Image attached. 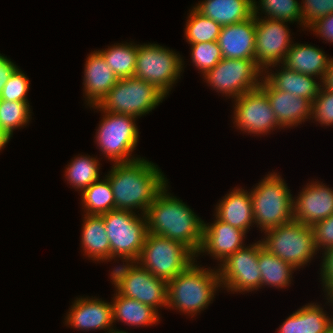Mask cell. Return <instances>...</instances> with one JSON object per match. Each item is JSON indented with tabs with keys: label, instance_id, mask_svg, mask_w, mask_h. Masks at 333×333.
Wrapping results in <instances>:
<instances>
[{
	"label": "cell",
	"instance_id": "cell-28",
	"mask_svg": "<svg viewBox=\"0 0 333 333\" xmlns=\"http://www.w3.org/2000/svg\"><path fill=\"white\" fill-rule=\"evenodd\" d=\"M112 298L114 323L121 322L128 326H153L160 322V315L154 308L135 299L120 295L116 290Z\"/></svg>",
	"mask_w": 333,
	"mask_h": 333
},
{
	"label": "cell",
	"instance_id": "cell-47",
	"mask_svg": "<svg viewBox=\"0 0 333 333\" xmlns=\"http://www.w3.org/2000/svg\"><path fill=\"white\" fill-rule=\"evenodd\" d=\"M326 333H333V322L330 324V326L327 329Z\"/></svg>",
	"mask_w": 333,
	"mask_h": 333
},
{
	"label": "cell",
	"instance_id": "cell-14",
	"mask_svg": "<svg viewBox=\"0 0 333 333\" xmlns=\"http://www.w3.org/2000/svg\"><path fill=\"white\" fill-rule=\"evenodd\" d=\"M234 101V102H233ZM232 122L236 129L245 134L260 136L282 127L271 108L267 94L259 87L232 100ZM234 116V117H233Z\"/></svg>",
	"mask_w": 333,
	"mask_h": 333
},
{
	"label": "cell",
	"instance_id": "cell-2",
	"mask_svg": "<svg viewBox=\"0 0 333 333\" xmlns=\"http://www.w3.org/2000/svg\"><path fill=\"white\" fill-rule=\"evenodd\" d=\"M168 188L167 184L145 213L148 233L180 242L197 256L203 241L204 220Z\"/></svg>",
	"mask_w": 333,
	"mask_h": 333
},
{
	"label": "cell",
	"instance_id": "cell-48",
	"mask_svg": "<svg viewBox=\"0 0 333 333\" xmlns=\"http://www.w3.org/2000/svg\"><path fill=\"white\" fill-rule=\"evenodd\" d=\"M113 333H128V331H124V330H119V329H116V331H114Z\"/></svg>",
	"mask_w": 333,
	"mask_h": 333
},
{
	"label": "cell",
	"instance_id": "cell-15",
	"mask_svg": "<svg viewBox=\"0 0 333 333\" xmlns=\"http://www.w3.org/2000/svg\"><path fill=\"white\" fill-rule=\"evenodd\" d=\"M256 42L254 59L264 72L272 65L282 64L289 51L292 34L286 21H279L255 16Z\"/></svg>",
	"mask_w": 333,
	"mask_h": 333
},
{
	"label": "cell",
	"instance_id": "cell-8",
	"mask_svg": "<svg viewBox=\"0 0 333 333\" xmlns=\"http://www.w3.org/2000/svg\"><path fill=\"white\" fill-rule=\"evenodd\" d=\"M166 97L155 85L129 77L119 79L97 106L102 111L130 115L138 119L152 112Z\"/></svg>",
	"mask_w": 333,
	"mask_h": 333
},
{
	"label": "cell",
	"instance_id": "cell-35",
	"mask_svg": "<svg viewBox=\"0 0 333 333\" xmlns=\"http://www.w3.org/2000/svg\"><path fill=\"white\" fill-rule=\"evenodd\" d=\"M184 36L188 44L217 41L222 26L202 15L194 7L190 9L186 20Z\"/></svg>",
	"mask_w": 333,
	"mask_h": 333
},
{
	"label": "cell",
	"instance_id": "cell-22",
	"mask_svg": "<svg viewBox=\"0 0 333 333\" xmlns=\"http://www.w3.org/2000/svg\"><path fill=\"white\" fill-rule=\"evenodd\" d=\"M214 211L218 219L246 233L254 225L251 194L247 189L234 187L218 201Z\"/></svg>",
	"mask_w": 333,
	"mask_h": 333
},
{
	"label": "cell",
	"instance_id": "cell-16",
	"mask_svg": "<svg viewBox=\"0 0 333 333\" xmlns=\"http://www.w3.org/2000/svg\"><path fill=\"white\" fill-rule=\"evenodd\" d=\"M64 318V325L84 332L104 330L116 331L112 302L91 296L77 297ZM115 328V329H114Z\"/></svg>",
	"mask_w": 333,
	"mask_h": 333
},
{
	"label": "cell",
	"instance_id": "cell-41",
	"mask_svg": "<svg viewBox=\"0 0 333 333\" xmlns=\"http://www.w3.org/2000/svg\"><path fill=\"white\" fill-rule=\"evenodd\" d=\"M321 258V270L319 274H321V287H323L322 290L325 293L330 287H333V247L325 250Z\"/></svg>",
	"mask_w": 333,
	"mask_h": 333
},
{
	"label": "cell",
	"instance_id": "cell-26",
	"mask_svg": "<svg viewBox=\"0 0 333 333\" xmlns=\"http://www.w3.org/2000/svg\"><path fill=\"white\" fill-rule=\"evenodd\" d=\"M81 248L83 255L94 262H110V241L102 215L83 214Z\"/></svg>",
	"mask_w": 333,
	"mask_h": 333
},
{
	"label": "cell",
	"instance_id": "cell-36",
	"mask_svg": "<svg viewBox=\"0 0 333 333\" xmlns=\"http://www.w3.org/2000/svg\"><path fill=\"white\" fill-rule=\"evenodd\" d=\"M191 60L201 75H205L223 59L217 41L190 44Z\"/></svg>",
	"mask_w": 333,
	"mask_h": 333
},
{
	"label": "cell",
	"instance_id": "cell-6",
	"mask_svg": "<svg viewBox=\"0 0 333 333\" xmlns=\"http://www.w3.org/2000/svg\"><path fill=\"white\" fill-rule=\"evenodd\" d=\"M264 234L260 240L263 248L297 270L310 264L319 253L312 227L296 220L269 229Z\"/></svg>",
	"mask_w": 333,
	"mask_h": 333
},
{
	"label": "cell",
	"instance_id": "cell-43",
	"mask_svg": "<svg viewBox=\"0 0 333 333\" xmlns=\"http://www.w3.org/2000/svg\"><path fill=\"white\" fill-rule=\"evenodd\" d=\"M15 62L0 53V96L2 89L10 79L13 72L18 68Z\"/></svg>",
	"mask_w": 333,
	"mask_h": 333
},
{
	"label": "cell",
	"instance_id": "cell-45",
	"mask_svg": "<svg viewBox=\"0 0 333 333\" xmlns=\"http://www.w3.org/2000/svg\"><path fill=\"white\" fill-rule=\"evenodd\" d=\"M325 299H327L325 304H329V306L331 305L332 309H333V287H330L326 292H325ZM333 317V316H332Z\"/></svg>",
	"mask_w": 333,
	"mask_h": 333
},
{
	"label": "cell",
	"instance_id": "cell-20",
	"mask_svg": "<svg viewBox=\"0 0 333 333\" xmlns=\"http://www.w3.org/2000/svg\"><path fill=\"white\" fill-rule=\"evenodd\" d=\"M255 27V16L248 20L222 26L217 39L222 57L229 59H254Z\"/></svg>",
	"mask_w": 333,
	"mask_h": 333
},
{
	"label": "cell",
	"instance_id": "cell-1",
	"mask_svg": "<svg viewBox=\"0 0 333 333\" xmlns=\"http://www.w3.org/2000/svg\"><path fill=\"white\" fill-rule=\"evenodd\" d=\"M105 177L112 188L115 209L140 211L141 214L146 213L169 183L158 165L143 157L132 162L113 163Z\"/></svg>",
	"mask_w": 333,
	"mask_h": 333
},
{
	"label": "cell",
	"instance_id": "cell-5",
	"mask_svg": "<svg viewBox=\"0 0 333 333\" xmlns=\"http://www.w3.org/2000/svg\"><path fill=\"white\" fill-rule=\"evenodd\" d=\"M89 107L103 114L94 137L101 154L111 163H127L140 159L141 156L132 155L140 138L137 118L102 111L97 105Z\"/></svg>",
	"mask_w": 333,
	"mask_h": 333
},
{
	"label": "cell",
	"instance_id": "cell-27",
	"mask_svg": "<svg viewBox=\"0 0 333 333\" xmlns=\"http://www.w3.org/2000/svg\"><path fill=\"white\" fill-rule=\"evenodd\" d=\"M253 0H203L193 7L221 26L231 25L253 16Z\"/></svg>",
	"mask_w": 333,
	"mask_h": 333
},
{
	"label": "cell",
	"instance_id": "cell-40",
	"mask_svg": "<svg viewBox=\"0 0 333 333\" xmlns=\"http://www.w3.org/2000/svg\"><path fill=\"white\" fill-rule=\"evenodd\" d=\"M315 246L320 253L333 247V214L312 226Z\"/></svg>",
	"mask_w": 333,
	"mask_h": 333
},
{
	"label": "cell",
	"instance_id": "cell-44",
	"mask_svg": "<svg viewBox=\"0 0 333 333\" xmlns=\"http://www.w3.org/2000/svg\"><path fill=\"white\" fill-rule=\"evenodd\" d=\"M322 85L330 90H333V57L326 70L325 77L322 81Z\"/></svg>",
	"mask_w": 333,
	"mask_h": 333
},
{
	"label": "cell",
	"instance_id": "cell-34",
	"mask_svg": "<svg viewBox=\"0 0 333 333\" xmlns=\"http://www.w3.org/2000/svg\"><path fill=\"white\" fill-rule=\"evenodd\" d=\"M29 102L0 99V134L9 142L13 132L29 125L32 110Z\"/></svg>",
	"mask_w": 333,
	"mask_h": 333
},
{
	"label": "cell",
	"instance_id": "cell-17",
	"mask_svg": "<svg viewBox=\"0 0 333 333\" xmlns=\"http://www.w3.org/2000/svg\"><path fill=\"white\" fill-rule=\"evenodd\" d=\"M293 197L294 220L312 226L333 214V188L320 181L304 185Z\"/></svg>",
	"mask_w": 333,
	"mask_h": 333
},
{
	"label": "cell",
	"instance_id": "cell-13",
	"mask_svg": "<svg viewBox=\"0 0 333 333\" xmlns=\"http://www.w3.org/2000/svg\"><path fill=\"white\" fill-rule=\"evenodd\" d=\"M260 240L237 250L223 262H218L221 286L230 293H249L261 289V271L258 266Z\"/></svg>",
	"mask_w": 333,
	"mask_h": 333
},
{
	"label": "cell",
	"instance_id": "cell-3",
	"mask_svg": "<svg viewBox=\"0 0 333 333\" xmlns=\"http://www.w3.org/2000/svg\"><path fill=\"white\" fill-rule=\"evenodd\" d=\"M221 287L218 269L199 266L196 259L168 281L167 309L194 318L213 303Z\"/></svg>",
	"mask_w": 333,
	"mask_h": 333
},
{
	"label": "cell",
	"instance_id": "cell-38",
	"mask_svg": "<svg viewBox=\"0 0 333 333\" xmlns=\"http://www.w3.org/2000/svg\"><path fill=\"white\" fill-rule=\"evenodd\" d=\"M30 84L28 76L18 67L3 87L0 99L29 102L27 93Z\"/></svg>",
	"mask_w": 333,
	"mask_h": 333
},
{
	"label": "cell",
	"instance_id": "cell-25",
	"mask_svg": "<svg viewBox=\"0 0 333 333\" xmlns=\"http://www.w3.org/2000/svg\"><path fill=\"white\" fill-rule=\"evenodd\" d=\"M321 305L317 302L303 305L283 321L277 333H326L333 315L327 314Z\"/></svg>",
	"mask_w": 333,
	"mask_h": 333
},
{
	"label": "cell",
	"instance_id": "cell-39",
	"mask_svg": "<svg viewBox=\"0 0 333 333\" xmlns=\"http://www.w3.org/2000/svg\"><path fill=\"white\" fill-rule=\"evenodd\" d=\"M303 31L318 19L333 13V0H302Z\"/></svg>",
	"mask_w": 333,
	"mask_h": 333
},
{
	"label": "cell",
	"instance_id": "cell-18",
	"mask_svg": "<svg viewBox=\"0 0 333 333\" xmlns=\"http://www.w3.org/2000/svg\"><path fill=\"white\" fill-rule=\"evenodd\" d=\"M213 216L212 223L203 224V241L196 258L205 253L221 263L246 246L244 239L247 233Z\"/></svg>",
	"mask_w": 333,
	"mask_h": 333
},
{
	"label": "cell",
	"instance_id": "cell-23",
	"mask_svg": "<svg viewBox=\"0 0 333 333\" xmlns=\"http://www.w3.org/2000/svg\"><path fill=\"white\" fill-rule=\"evenodd\" d=\"M275 67L278 68V70L277 68L275 69L276 72L271 70ZM263 77L275 89L291 93L295 97L306 98L311 103L315 100L322 86L320 80L318 82L316 81L318 78L290 70L282 64L272 65L270 68H267L263 72Z\"/></svg>",
	"mask_w": 333,
	"mask_h": 333
},
{
	"label": "cell",
	"instance_id": "cell-29",
	"mask_svg": "<svg viewBox=\"0 0 333 333\" xmlns=\"http://www.w3.org/2000/svg\"><path fill=\"white\" fill-rule=\"evenodd\" d=\"M258 266L261 271V288H287L292 282L293 273L297 270L263 247L259 250Z\"/></svg>",
	"mask_w": 333,
	"mask_h": 333
},
{
	"label": "cell",
	"instance_id": "cell-32",
	"mask_svg": "<svg viewBox=\"0 0 333 333\" xmlns=\"http://www.w3.org/2000/svg\"><path fill=\"white\" fill-rule=\"evenodd\" d=\"M81 200L85 215H102L115 209L114 195L106 177L83 189Z\"/></svg>",
	"mask_w": 333,
	"mask_h": 333
},
{
	"label": "cell",
	"instance_id": "cell-33",
	"mask_svg": "<svg viewBox=\"0 0 333 333\" xmlns=\"http://www.w3.org/2000/svg\"><path fill=\"white\" fill-rule=\"evenodd\" d=\"M252 4L253 16L289 23L297 22L303 28L301 4L298 0H253Z\"/></svg>",
	"mask_w": 333,
	"mask_h": 333
},
{
	"label": "cell",
	"instance_id": "cell-10",
	"mask_svg": "<svg viewBox=\"0 0 333 333\" xmlns=\"http://www.w3.org/2000/svg\"><path fill=\"white\" fill-rule=\"evenodd\" d=\"M184 65L183 57L168 47L138 44L134 77L155 85L167 96L181 78Z\"/></svg>",
	"mask_w": 333,
	"mask_h": 333
},
{
	"label": "cell",
	"instance_id": "cell-12",
	"mask_svg": "<svg viewBox=\"0 0 333 333\" xmlns=\"http://www.w3.org/2000/svg\"><path fill=\"white\" fill-rule=\"evenodd\" d=\"M202 76L204 82L218 94L236 99L260 87L263 71L256 65L255 59L223 58Z\"/></svg>",
	"mask_w": 333,
	"mask_h": 333
},
{
	"label": "cell",
	"instance_id": "cell-24",
	"mask_svg": "<svg viewBox=\"0 0 333 333\" xmlns=\"http://www.w3.org/2000/svg\"><path fill=\"white\" fill-rule=\"evenodd\" d=\"M331 59L322 49L297 42L291 45L282 65L298 73L316 77L322 82Z\"/></svg>",
	"mask_w": 333,
	"mask_h": 333
},
{
	"label": "cell",
	"instance_id": "cell-31",
	"mask_svg": "<svg viewBox=\"0 0 333 333\" xmlns=\"http://www.w3.org/2000/svg\"><path fill=\"white\" fill-rule=\"evenodd\" d=\"M100 165L98 158L78 154L66 165L64 177L75 191L81 192L100 180Z\"/></svg>",
	"mask_w": 333,
	"mask_h": 333
},
{
	"label": "cell",
	"instance_id": "cell-7",
	"mask_svg": "<svg viewBox=\"0 0 333 333\" xmlns=\"http://www.w3.org/2000/svg\"><path fill=\"white\" fill-rule=\"evenodd\" d=\"M102 216L110 241V261L136 262L148 233L145 214L114 209Z\"/></svg>",
	"mask_w": 333,
	"mask_h": 333
},
{
	"label": "cell",
	"instance_id": "cell-37",
	"mask_svg": "<svg viewBox=\"0 0 333 333\" xmlns=\"http://www.w3.org/2000/svg\"><path fill=\"white\" fill-rule=\"evenodd\" d=\"M311 120L321 126H333V90L323 85L320 87L312 102Z\"/></svg>",
	"mask_w": 333,
	"mask_h": 333
},
{
	"label": "cell",
	"instance_id": "cell-46",
	"mask_svg": "<svg viewBox=\"0 0 333 333\" xmlns=\"http://www.w3.org/2000/svg\"><path fill=\"white\" fill-rule=\"evenodd\" d=\"M9 142L0 134V152Z\"/></svg>",
	"mask_w": 333,
	"mask_h": 333
},
{
	"label": "cell",
	"instance_id": "cell-11",
	"mask_svg": "<svg viewBox=\"0 0 333 333\" xmlns=\"http://www.w3.org/2000/svg\"><path fill=\"white\" fill-rule=\"evenodd\" d=\"M196 256L182 243L147 233L137 263L167 282L184 271Z\"/></svg>",
	"mask_w": 333,
	"mask_h": 333
},
{
	"label": "cell",
	"instance_id": "cell-42",
	"mask_svg": "<svg viewBox=\"0 0 333 333\" xmlns=\"http://www.w3.org/2000/svg\"><path fill=\"white\" fill-rule=\"evenodd\" d=\"M307 30L313 31L317 37L333 44V13L318 19Z\"/></svg>",
	"mask_w": 333,
	"mask_h": 333
},
{
	"label": "cell",
	"instance_id": "cell-4",
	"mask_svg": "<svg viewBox=\"0 0 333 333\" xmlns=\"http://www.w3.org/2000/svg\"><path fill=\"white\" fill-rule=\"evenodd\" d=\"M277 172H269L250 190L254 224L265 232L294 220L293 195Z\"/></svg>",
	"mask_w": 333,
	"mask_h": 333
},
{
	"label": "cell",
	"instance_id": "cell-9",
	"mask_svg": "<svg viewBox=\"0 0 333 333\" xmlns=\"http://www.w3.org/2000/svg\"><path fill=\"white\" fill-rule=\"evenodd\" d=\"M110 282L120 295L151 306L157 312L167 308L168 282L155 277L137 262L115 266L110 273Z\"/></svg>",
	"mask_w": 333,
	"mask_h": 333
},
{
	"label": "cell",
	"instance_id": "cell-21",
	"mask_svg": "<svg viewBox=\"0 0 333 333\" xmlns=\"http://www.w3.org/2000/svg\"><path fill=\"white\" fill-rule=\"evenodd\" d=\"M83 74V96L87 106L97 105L119 80L97 50L87 55Z\"/></svg>",
	"mask_w": 333,
	"mask_h": 333
},
{
	"label": "cell",
	"instance_id": "cell-19",
	"mask_svg": "<svg viewBox=\"0 0 333 333\" xmlns=\"http://www.w3.org/2000/svg\"><path fill=\"white\" fill-rule=\"evenodd\" d=\"M260 88L267 94L278 124L284 128L297 127L311 120L312 103L303 97L275 89L264 77Z\"/></svg>",
	"mask_w": 333,
	"mask_h": 333
},
{
	"label": "cell",
	"instance_id": "cell-30",
	"mask_svg": "<svg viewBox=\"0 0 333 333\" xmlns=\"http://www.w3.org/2000/svg\"><path fill=\"white\" fill-rule=\"evenodd\" d=\"M97 51L119 79L134 77L138 44L131 41L115 43Z\"/></svg>",
	"mask_w": 333,
	"mask_h": 333
}]
</instances>
